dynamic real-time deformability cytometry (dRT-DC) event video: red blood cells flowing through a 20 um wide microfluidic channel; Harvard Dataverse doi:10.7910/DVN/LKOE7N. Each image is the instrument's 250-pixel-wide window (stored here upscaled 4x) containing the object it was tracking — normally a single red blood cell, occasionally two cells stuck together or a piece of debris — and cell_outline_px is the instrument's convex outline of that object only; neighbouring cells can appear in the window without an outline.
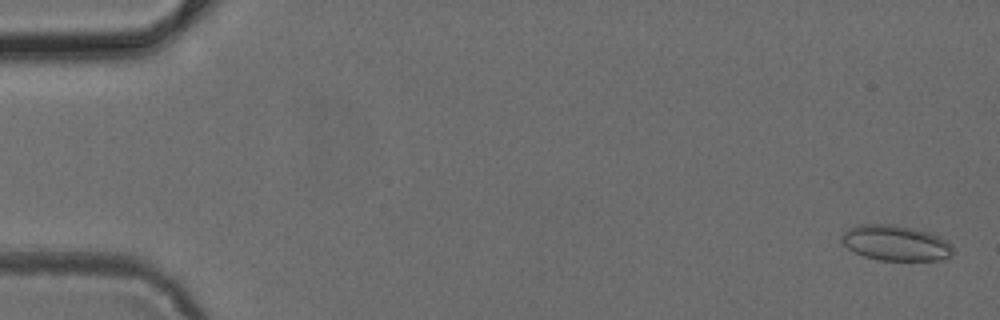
{"species": "common noctule bat (a hibernating species)", "species_latin": "Nyctalus noctula", "temperature_condition": "cold", "stored_images_in_passage": 50, "camera_frame_rate_fps": 3000, "um_per_image_px": 0.085, "animal": {"sex": "female", "body_mass_g": 24.6, "forearm_length_mm": 56.2}, "frame": {"image": 1, "passage_image": 2, "time_ms": 0.333, "image_size_px": [1000, 320], "cell_outline_px": [[956, 252], [952, 256], [940, 260], [880, 260], [864, 256], [848, 248], [840, 240], [840, 236], [844, 232], [860, 224], [892, 224], [932, 232], [948, 240], [952, 244]], "centroid_in_image_um": [76.21, 20.65], "position_along_channel_um": 8.8, "area_um2": 23.24}}
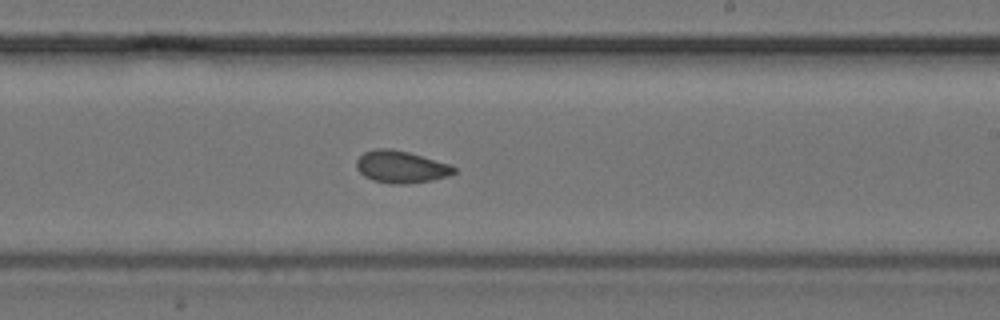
{"frame": {"image": 2, "passage_image": 30, "time_ms": 9.667, "image_size_px": [1000, 320], "cell_outline_px": [[456, 172], [448, 176], [432, 180], [404, 184], [392, 184], [372, 180], [364, 176], [356, 168], [356, 160], [364, 152], [376, 148], [392, 148], [408, 152], [452, 164], [456, 168]], "centroid_in_image_um": [34.09, 14.18], "position_along_channel_um": 254.9, "area_um2": 18.44}}
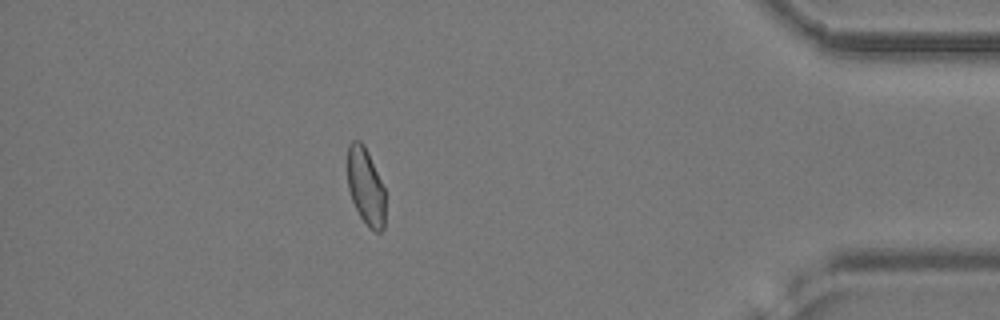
{"frame": {"image": 3, "passage_image": 44, "time_ms": 14.333, "image_size_px": [1000, 320], "cell_outline_px": [[384, 228], [380, 232], [376, 232], [360, 216], [352, 200], [348, 188], [348, 144], [352, 140], [360, 140], [364, 144], [368, 152], [384, 188]], "centroid_in_image_um": [31.07, 15.81], "position_along_channel_um": 404.1, "area_um2": 16.65}}